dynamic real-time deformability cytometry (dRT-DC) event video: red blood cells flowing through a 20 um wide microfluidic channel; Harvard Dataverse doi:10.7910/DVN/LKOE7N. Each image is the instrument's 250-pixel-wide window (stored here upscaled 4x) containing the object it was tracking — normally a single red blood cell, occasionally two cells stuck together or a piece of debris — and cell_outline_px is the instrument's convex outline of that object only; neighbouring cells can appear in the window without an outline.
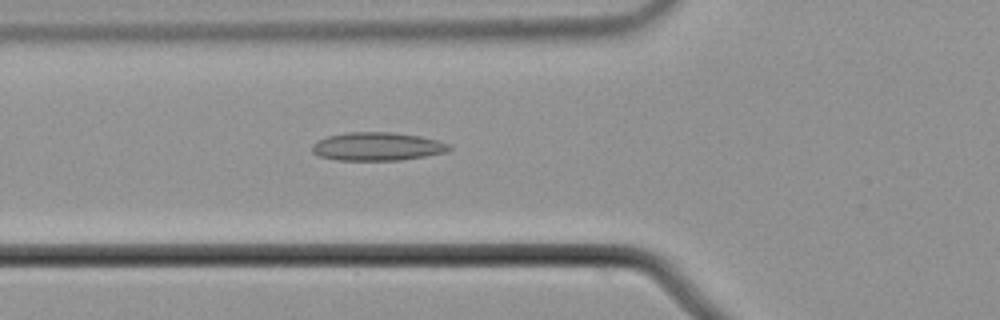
{"species": "common noctule bat (a hibernating species)", "species_latin": "Nyctalus noctula", "temperature_condition": "cold", "stored_images_in_passage": 47, "camera_frame_rate_fps": 3000, "um_per_image_px": 0.085, "animal": {"sex": "male", "body_mass_g": 21.5, "forearm_length_mm": 52.0}, "frame": {"image": 1, "passage_image": 12, "time_ms": 3.667, "image_size_px": [1000, 320], "cell_outline_px": [[452, 148], [448, 152], [400, 160], [336, 160], [320, 156], [312, 152], [312, 144], [316, 140], [328, 136], [344, 132], [392, 132], [420, 136], [436, 140], [448, 144]], "centroid_in_image_um": [32.04, 12.45], "position_along_channel_um": 93.8, "area_um2": 22.66}}
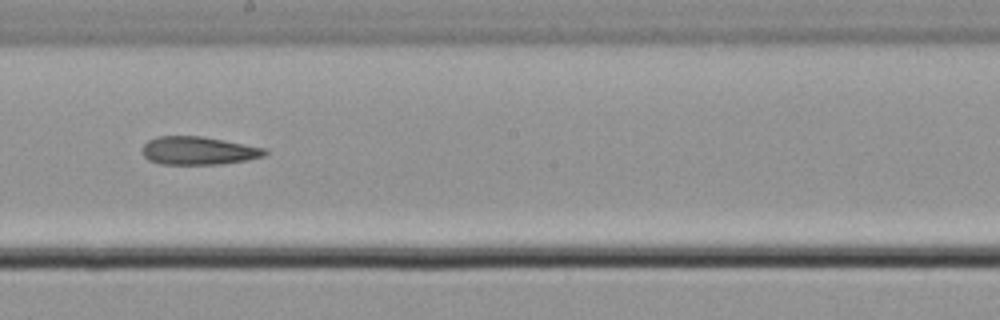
{"frame": {"image": 2, "passage_image": 23, "time_ms": 7.333, "image_size_px": [1000, 320], "cell_outline_px": [[268, 152], [264, 156], [248, 160], [220, 164], [160, 164], [148, 160], [144, 156], [144, 144], [148, 140], [156, 136], [200, 136], [224, 140], [264, 148]], "centroid_in_image_um": [16.86, 12.81], "position_along_channel_um": 231.3, "area_um2": 20.0}}
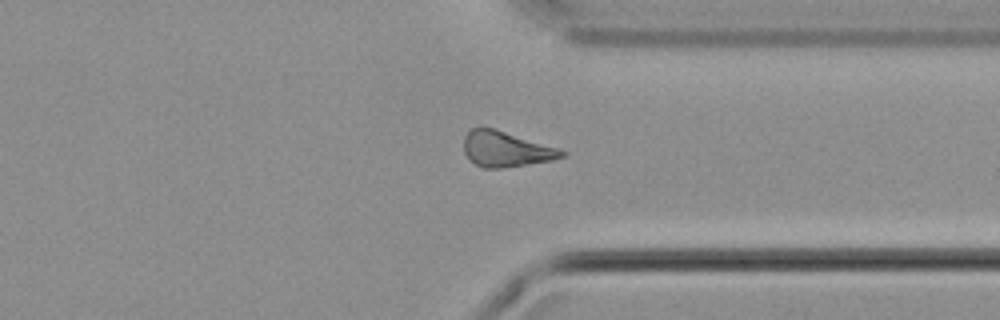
{"frame": {"image": 3, "passage_image": 34, "time_ms": 11.0, "image_size_px": [1000, 320], "cell_outline_px": [[568, 152], [564, 156], [552, 160], [500, 168], [484, 168], [476, 164], [464, 152], [464, 136], [472, 128], [496, 128], [560, 148]], "centroid_in_image_um": [43.04, 12.66], "position_along_channel_um": 368.4, "area_um2": 20.17}}